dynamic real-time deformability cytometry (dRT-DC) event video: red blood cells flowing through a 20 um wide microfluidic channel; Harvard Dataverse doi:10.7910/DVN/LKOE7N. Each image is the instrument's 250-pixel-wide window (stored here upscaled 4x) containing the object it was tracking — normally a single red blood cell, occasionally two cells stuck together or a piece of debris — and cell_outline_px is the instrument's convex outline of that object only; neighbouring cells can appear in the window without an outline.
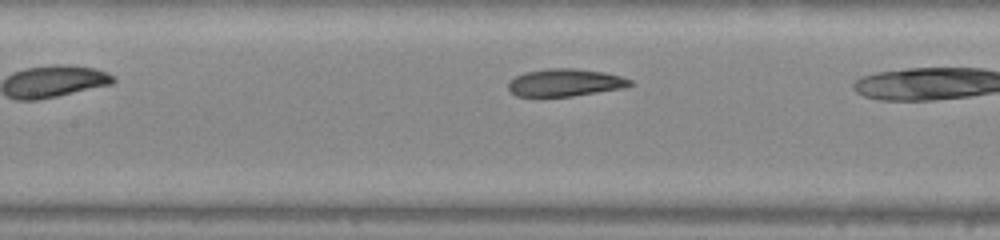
{"species": "common noctule bat (a hibernating species)", "species_latin": "Nyctalus noctula", "temperature_condition": "warm", "stored_images_in_passage": 6, "camera_frame_rate_fps": 3000, "um_per_image_px": 0.085, "animal": {"sex": "male", "body_mass_g": 20.0, "forearm_length_mm": 53.3}, "frame": {"image": 1, "passage_image": 5, "time_ms": 1.333, "image_size_px": [1000, 240], "cell_outline_px": [[632, 84], [624, 88], [572, 96], [516, 96], [508, 88], [508, 84], [516, 76], [524, 72], [548, 68], [576, 68], [604, 72], [620, 76], [632, 80]], "centroid_in_image_um": [48.05, 7.01], "position_along_channel_um": 159.4, "area_um2": 19.42}}